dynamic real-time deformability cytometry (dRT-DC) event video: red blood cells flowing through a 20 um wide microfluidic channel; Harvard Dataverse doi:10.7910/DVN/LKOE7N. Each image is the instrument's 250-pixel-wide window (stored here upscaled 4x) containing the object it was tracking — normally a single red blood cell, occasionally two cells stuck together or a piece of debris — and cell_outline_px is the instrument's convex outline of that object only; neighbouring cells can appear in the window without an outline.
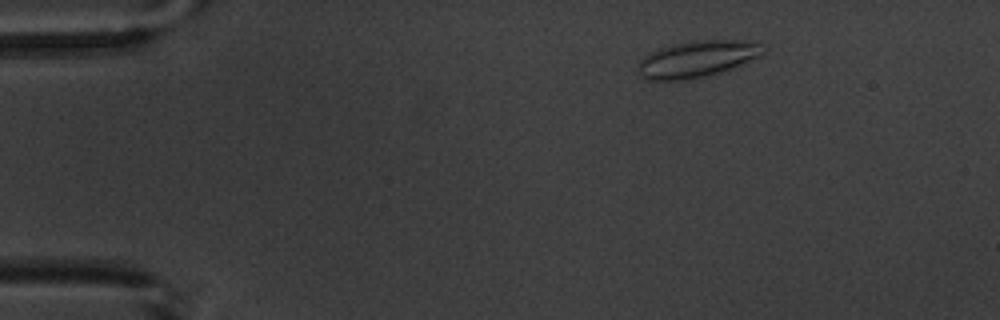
{"species": "common noctule bat (a hibernating species)", "species_latin": "Nyctalus noctula", "temperature_condition": "warm", "stored_images_in_passage": 5, "camera_frame_rate_fps": 3000, "um_per_image_px": 0.085, "animal": {"sex": "male", "body_mass_g": 20.1, "forearm_length_mm": 53.5}, "frame": {"image": 1, "passage_image": 2, "time_ms": 1.333, "image_size_px": [1000, 320], "cell_outline_px": [[768, 48], [764, 56], [732, 68], [704, 76], [676, 80], [648, 80], [640, 76], [640, 60], [648, 52], [672, 44], [692, 40], [752, 40]], "centroid_in_image_um": [59.34, 4.98], "position_along_channel_um": 25.7, "area_um2": 26.82}}